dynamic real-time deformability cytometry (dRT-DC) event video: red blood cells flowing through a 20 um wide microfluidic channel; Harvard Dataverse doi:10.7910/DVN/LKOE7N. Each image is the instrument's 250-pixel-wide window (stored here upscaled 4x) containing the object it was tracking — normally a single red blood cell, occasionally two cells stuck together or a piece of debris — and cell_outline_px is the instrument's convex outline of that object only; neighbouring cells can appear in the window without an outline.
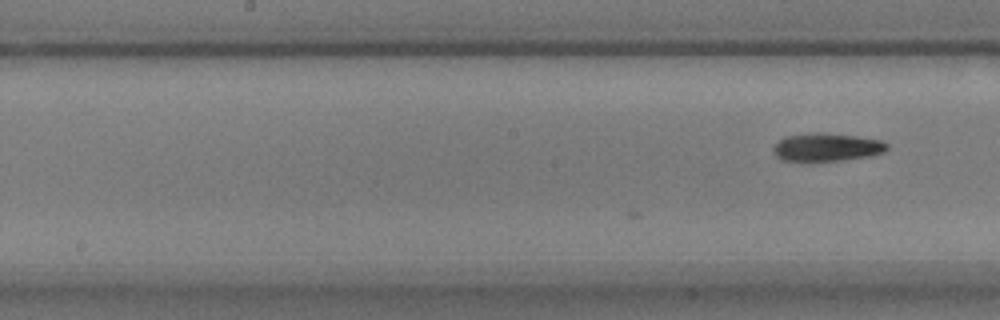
{"species": "common noctule bat (a hibernating species)", "species_latin": "Nyctalus noctula", "temperature_condition": "warm", "stored_images_in_passage": 8, "camera_frame_rate_fps": 3000, "um_per_image_px": 0.085, "animal": {"sex": "male", "body_mass_g": 17.9}, "frame": {"image": 1, "passage_image": 8, "time_ms": 2.333, "image_size_px": [1000, 320], "cell_outline_px": [[888, 148], [884, 152], [872, 156], [844, 160], [784, 160], [776, 156], [772, 152], [772, 148], [784, 136], [812, 132], [824, 132], [856, 136], [880, 140], [888, 144]], "centroid_in_image_um": [70.29, 12.49], "position_along_channel_um": 177.9, "area_um2": 18.61}}